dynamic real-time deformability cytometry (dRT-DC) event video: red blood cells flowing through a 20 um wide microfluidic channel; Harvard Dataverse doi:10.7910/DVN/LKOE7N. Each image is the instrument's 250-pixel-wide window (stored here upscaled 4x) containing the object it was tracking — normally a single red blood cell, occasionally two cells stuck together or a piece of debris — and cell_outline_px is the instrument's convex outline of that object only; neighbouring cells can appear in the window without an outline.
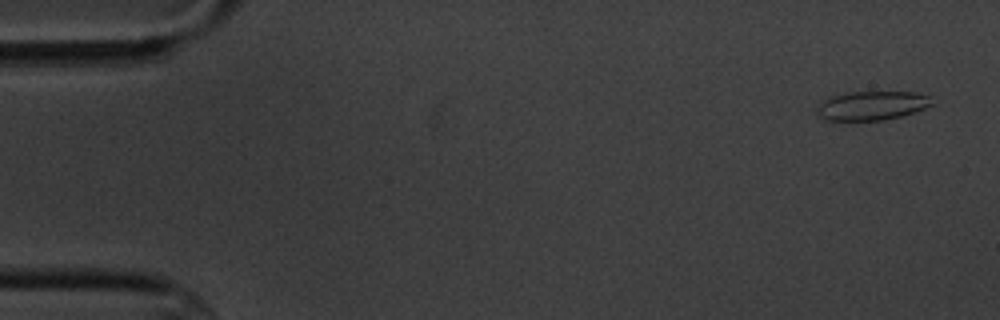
{"species": "common noctule bat (a hibernating species)", "species_latin": "Nyctalus noctula", "temperature_condition": "cold", "stored_images_in_passage": 15, "camera_frame_rate_fps": 3000, "um_per_image_px": 0.085, "animal": {"sex": "male", "body_mass_g": 20.1, "forearm_length_mm": 53.5}, "frame": {"image": 1, "passage_image": 1, "time_ms": 0.0, "image_size_px": [1000, 320], "cell_outline_px": [[936, 104], [900, 116], [884, 120], [820, 120], [816, 116], [816, 108], [828, 96], [848, 92], [916, 92], [928, 96]], "centroid_in_image_um": [74.05, 8.98], "position_along_channel_um": 10.9, "area_um2": 19.59}}
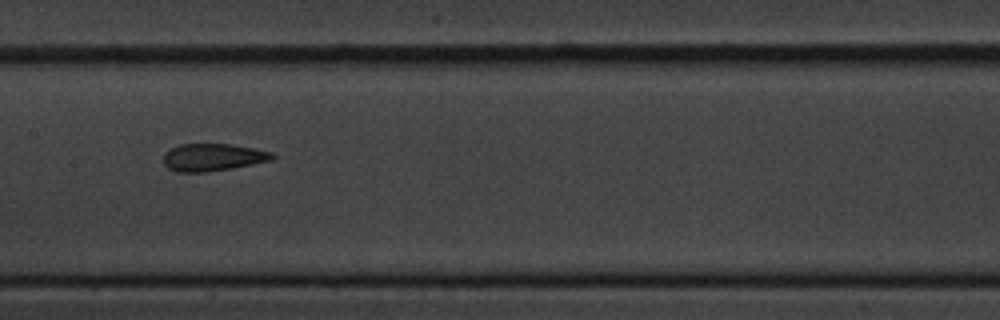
{"frame": {"image": 2, "passage_image": 8, "time_ms": 8.667, "image_size_px": [1000, 320], "cell_outline_px": [[276, 156], [272, 160], [232, 168], [208, 172], [176, 172], [168, 168], [164, 164], [164, 152], [168, 148], [180, 144], [232, 144], [272, 152]], "centroid_in_image_um": [18.06, 13.37], "position_along_channel_um": 189.3, "area_um2": 17.51}}
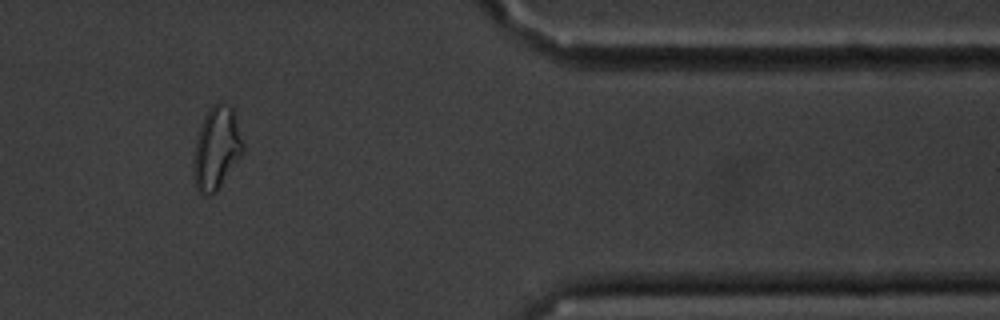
{"frame": {"image": 3, "passage_image": 13, "time_ms": 15.333, "image_size_px": [1000, 320], "cell_outline_px": [[244, 152], [216, 192], [212, 196], [200, 196], [196, 188], [192, 172], [192, 160], [196, 136], [200, 124], [208, 108], [212, 104], [220, 104], [232, 108], [244, 144]], "centroid_in_image_um": [18.36, 12.67], "position_along_channel_um": 393.0, "area_um2": 24.22}, "authors_computed_cell_mechanics": {"area_um2": 18.785, "velocity_mm_per_s": 3.4425, "shape_relaxation_time_tau1_ms": null, "shape_relaxation_time_tau2_ms": 2.0891, "deformation_change_tau1": null, "deformation_change_tau2": 0.0978}}